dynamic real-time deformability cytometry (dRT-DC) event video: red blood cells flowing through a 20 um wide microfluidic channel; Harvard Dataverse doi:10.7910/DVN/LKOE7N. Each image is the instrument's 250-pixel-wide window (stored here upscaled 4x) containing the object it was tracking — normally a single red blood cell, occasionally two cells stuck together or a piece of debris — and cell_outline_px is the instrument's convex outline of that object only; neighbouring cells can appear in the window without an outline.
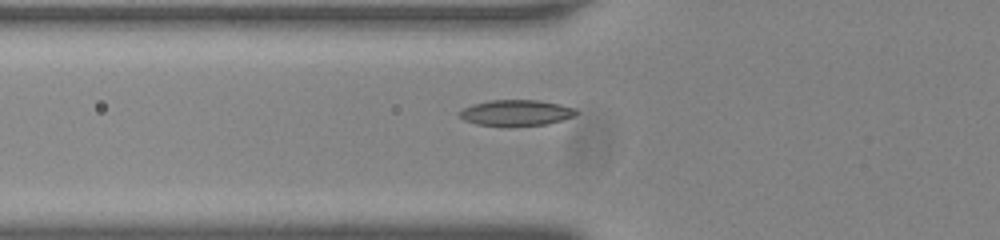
{"species": "common noctule bat (a hibernating species)", "species_latin": "Nyctalus noctula", "temperature_condition": "room temperature", "stored_images_in_passage": 39, "camera_frame_rate_fps": 3000, "um_per_image_px": 0.085, "animal": {"sex": "male", "body_mass_g": 20.0, "forearm_length_mm": 53.3}, "frame": {"image": 1, "passage_image": 5, "time_ms": 1.333, "image_size_px": [1000, 240], "cell_outline_px": [[580, 112], [576, 116], [548, 124], [508, 128], [476, 124], [464, 120], [456, 112], [472, 104], [492, 100], [540, 100], [560, 104], [576, 108]], "centroid_in_image_um": [43.9, 9.61], "position_along_channel_um": 81.9, "area_um2": 18.32}}
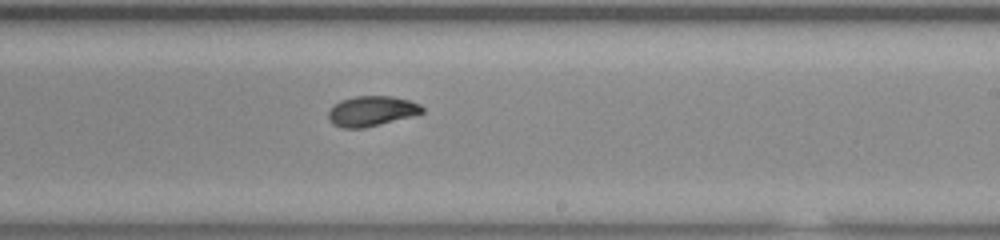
{"frame": {"image": 2, "passage_image": 19, "time_ms": 6.0, "image_size_px": [1000, 240], "cell_outline_px": [[424, 112], [412, 116], [364, 128], [340, 128], [332, 124], [328, 120], [328, 112], [332, 104], [340, 100], [356, 96], [392, 96], [408, 100], [420, 104], [424, 108]], "centroid_in_image_um": [31.54, 9.44], "position_along_channel_um": 257.5, "area_um2": 16.65}}
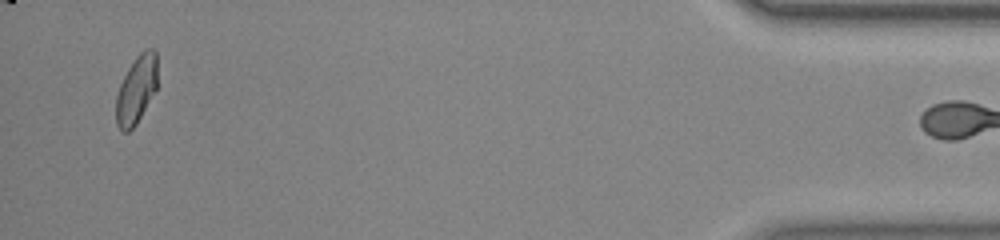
{"frame": {"image": 3, "passage_image": 38, "time_ms": 12.333, "image_size_px": [1000, 240], "cell_outline_px": [[156, 88], [136, 124], [128, 132], [124, 132], [116, 124], [116, 96], [120, 84], [128, 68], [136, 56], [144, 48], [152, 48], [156, 52]], "centroid_in_image_um": [11.57, 7.6], "position_along_channel_um": 423.6, "area_um2": 16.13}}